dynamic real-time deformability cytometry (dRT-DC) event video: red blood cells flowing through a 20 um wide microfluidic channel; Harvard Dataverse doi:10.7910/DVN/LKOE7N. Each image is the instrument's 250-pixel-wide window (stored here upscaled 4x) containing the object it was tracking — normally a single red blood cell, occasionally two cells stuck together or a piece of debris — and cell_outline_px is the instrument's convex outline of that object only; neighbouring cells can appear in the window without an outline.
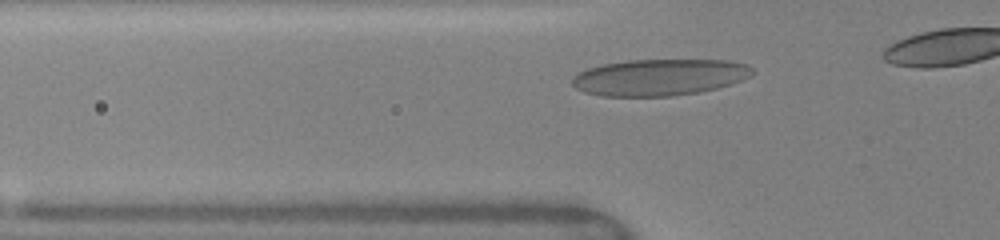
{"species": "human", "species_latin": "Homo sapiens", "temperature_condition": "warm", "stored_images_in_passage": 9, "camera_frame_rate_fps": 3000, "um_per_image_px": 0.085, "donor": {"sex": "female"}, "frame": {"image": 1, "passage_image": 2, "time_ms": 0.333, "image_size_px": [1000, 240], "cell_outline_px": [[756, 72], [752, 76], [732, 84], [700, 92], [672, 96], [600, 96], [584, 92], [576, 88], [572, 84], [572, 76], [576, 72], [588, 68], [604, 64], [628, 60], [728, 60], [748, 64]], "centroid_in_image_um": [56.07, 6.57], "position_along_channel_um": 69.7, "area_um2": 38.73}}
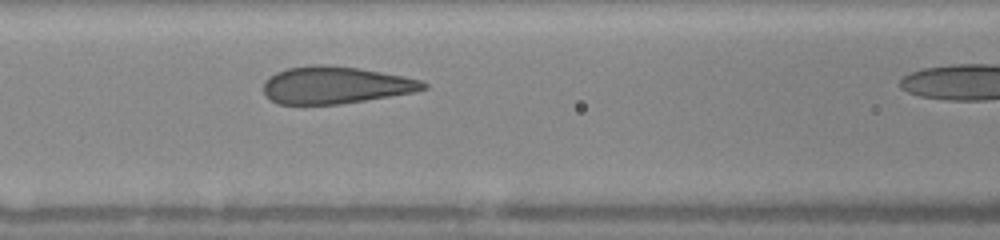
{"frame": {"image": 2, "passage_image": 6, "time_ms": 2.0, "image_size_px": [1000, 240], "cell_outline_px": [[428, 88], [412, 92], [340, 104], [276, 104], [264, 92], [264, 80], [276, 72], [288, 68], [312, 64], [328, 64], [360, 68], [404, 76], [424, 80], [428, 84]], "centroid_in_image_um": [28.52, 7.22], "position_along_channel_um": 138.1, "area_um2": 34.68}}